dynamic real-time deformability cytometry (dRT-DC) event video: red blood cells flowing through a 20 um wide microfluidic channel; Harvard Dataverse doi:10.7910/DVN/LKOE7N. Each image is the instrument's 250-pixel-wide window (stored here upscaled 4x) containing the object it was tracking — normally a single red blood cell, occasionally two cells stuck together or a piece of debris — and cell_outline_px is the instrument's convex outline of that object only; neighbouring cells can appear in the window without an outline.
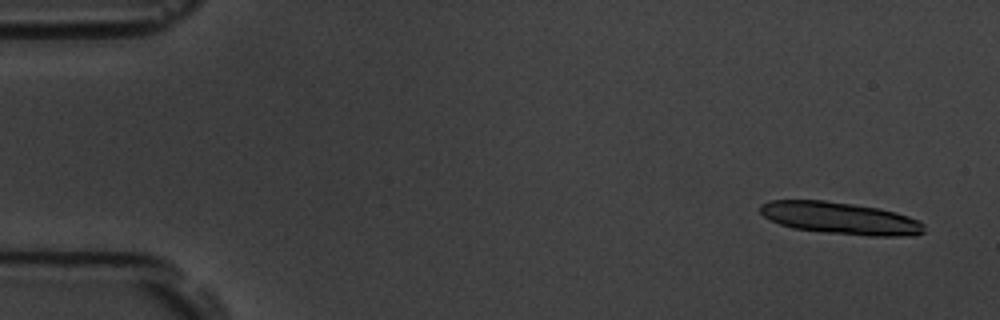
{"species": "common noctule bat (a hibernating species)", "species_latin": "Nyctalus noctula", "temperature_condition": "room temperature", "stored_images_in_passage": 7, "camera_frame_rate_fps": 3000, "um_per_image_px": 0.085, "animal": {"sex": "male", "body_mass_g": 19.5, "forearm_length_mm": 54.6}, "frame": {"image": 1, "passage_image": 1, "time_ms": 0.0, "image_size_px": [1000, 320], "cell_outline_px": [[924, 232], [916, 236], [868, 236], [824, 232], [792, 228], [780, 224], [764, 216], [760, 212], [760, 204], [772, 200], [824, 200], [852, 204], [876, 208], [896, 212], [920, 220], [924, 224]], "centroid_in_image_um": [71.46, 18.55], "position_along_channel_um": 13.5, "area_um2": 30.69}}
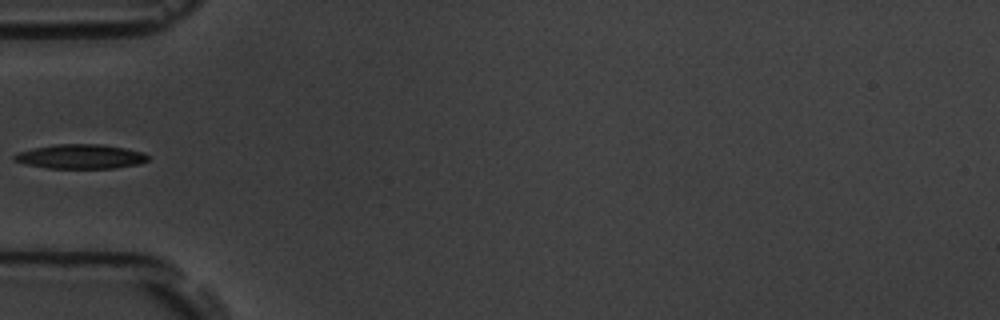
{"frame": {"image": 2, "passage_image": 6, "time_ms": 5.667, "image_size_px": [1000, 320], "cell_outline_px": [[148, 160], [140, 164], [116, 168], [48, 168], [28, 164], [12, 160], [12, 156], [16, 152], [32, 148], [56, 144], [104, 144], [144, 152], [148, 156]], "centroid_in_image_um": [6.84, 13.3], "position_along_channel_um": 78.2, "area_um2": 19.13}}
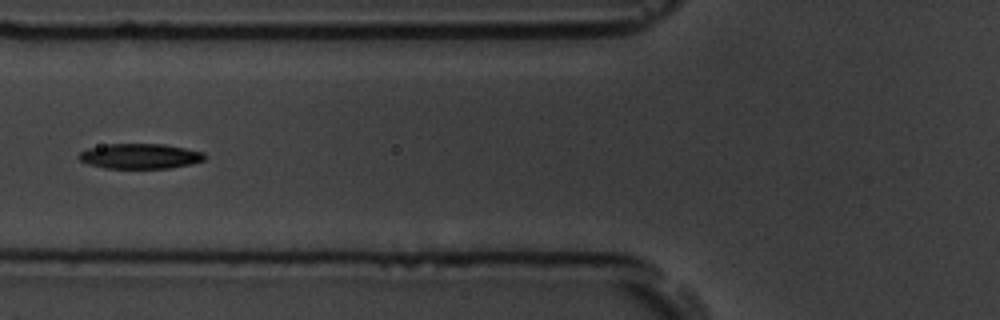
{"frame": {"image": 3, "passage_image": 7, "time_ms": 6.667, "image_size_px": [1000, 320], "cell_outline_px": [[208, 156], [204, 160], [192, 164], [168, 168], [104, 168], [88, 164], [80, 160], [76, 156], [80, 152], [88, 148], [108, 144], [164, 144], [204, 152]], "centroid_in_image_um": [11.91, 13.27], "position_along_channel_um": 113.9, "area_um2": 18.5}}